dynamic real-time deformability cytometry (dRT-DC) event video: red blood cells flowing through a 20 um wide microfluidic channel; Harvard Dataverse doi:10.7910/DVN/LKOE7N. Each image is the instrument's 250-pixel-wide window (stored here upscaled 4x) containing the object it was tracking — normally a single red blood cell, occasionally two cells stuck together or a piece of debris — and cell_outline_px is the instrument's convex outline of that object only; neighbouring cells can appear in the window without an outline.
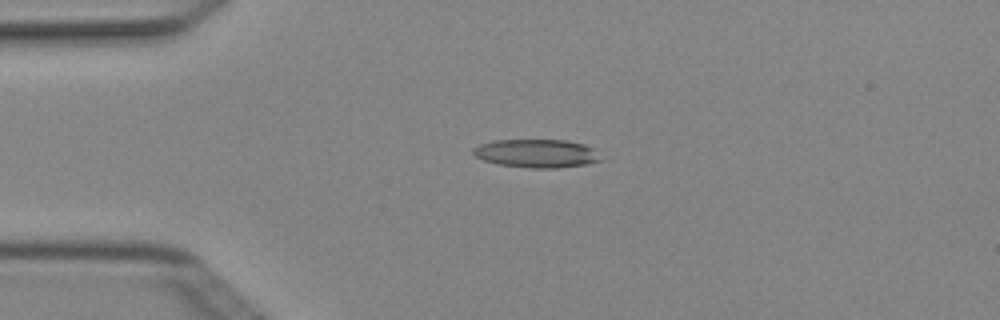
{"species": "Egyptian fruit bat (a non-hibernating species)", "species_latin": "Rousettus aegyptiacus", "temperature_condition": "cold", "stored_images_in_passage": 2, "camera_frame_rate_fps": 3000, "um_per_image_px": 0.085, "animal": {"sex": "female"}, "frame": {"image": 1, "passage_image": 1, "time_ms": 0.0, "image_size_px": [1000, 320], "cell_outline_px": [[604, 160], [584, 164], [556, 168], [528, 168], [496, 164], [484, 160], [476, 156], [472, 152], [472, 148], [480, 144], [492, 140], [564, 140], [584, 144], [592, 148]], "centroid_in_image_um": [45.58, 13.04], "position_along_channel_um": 39.4, "area_um2": 21.1}}